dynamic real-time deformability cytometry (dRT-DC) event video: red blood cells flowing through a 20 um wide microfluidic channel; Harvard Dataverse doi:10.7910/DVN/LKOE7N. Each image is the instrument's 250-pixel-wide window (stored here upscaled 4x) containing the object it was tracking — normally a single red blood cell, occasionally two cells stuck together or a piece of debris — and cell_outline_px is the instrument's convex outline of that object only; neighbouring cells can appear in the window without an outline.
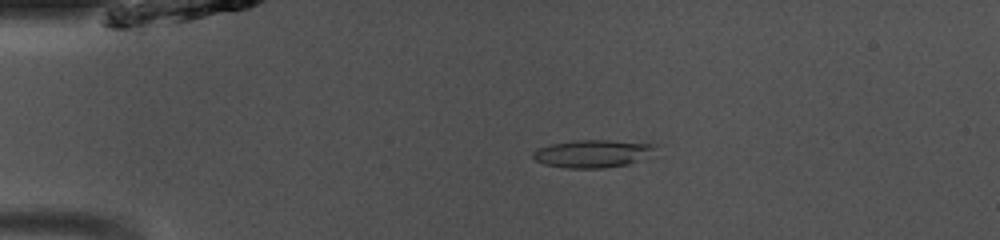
{"species": "common noctule bat (a hibernating species)", "species_latin": "Nyctalus noctula", "temperature_condition": "room temperature", "stored_images_in_passage": 44, "camera_frame_rate_fps": 3000, "um_per_image_px": 0.085, "animal": {"sex": "male", "body_mass_g": 13.0, "forearm_length_mm": 53.1}, "frame": {"image": 1, "passage_image": 6, "time_ms": 1.667, "image_size_px": [1000, 240], "cell_outline_px": [[656, 144], [652, 148], [636, 160], [628, 164], [604, 168], [568, 168], [544, 164], [536, 160], [532, 156], [532, 152], [548, 144], [576, 140], [608, 140]], "centroid_in_image_um": [50.23, 13.05], "position_along_channel_um": 34.8, "area_um2": 19.13}}
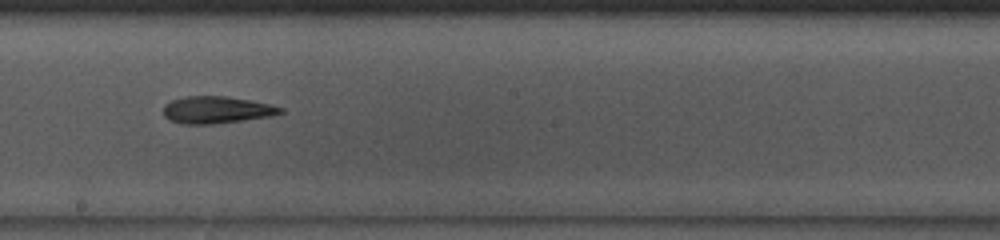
{"frame": {"image": 2, "passage_image": 23, "time_ms": 7.333, "image_size_px": [1000, 240], "cell_outline_px": [[284, 112], [272, 116], [244, 120], [212, 124], [184, 124], [168, 120], [164, 116], [164, 104], [172, 100], [184, 96], [224, 96], [248, 100], [268, 104], [284, 108]], "centroid_in_image_um": [18.39, 9.34], "position_along_channel_um": 229.8, "area_um2": 18.44}}
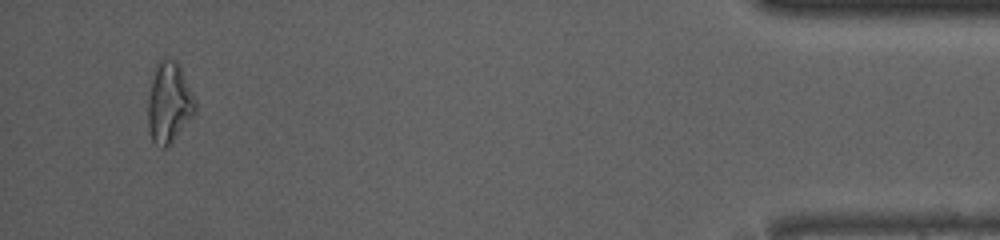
{"frame": {"image": 3, "passage_image": 42, "time_ms": 13.667, "image_size_px": [1000, 240], "cell_outline_px": [[196, 112], [172, 140], [164, 148], [160, 148], [152, 140], [148, 128], [148, 96], [156, 64], [160, 60], [176, 60], [180, 64], [196, 100]], "centroid_in_image_um": [14.38, 8.71], "position_along_channel_um": 420.8, "area_um2": 22.02}, "authors_computed_cell_mechanics": {"area_um2": 18.9584, "velocity_mm_per_s": 4.1126, "shape_relaxation_time_tau1_ms": 3.4437, "shape_relaxation_time_tau2_ms": 4.0763, "deformation_change_tau1": 0.1324, "deformation_change_tau2": 0.1451}}